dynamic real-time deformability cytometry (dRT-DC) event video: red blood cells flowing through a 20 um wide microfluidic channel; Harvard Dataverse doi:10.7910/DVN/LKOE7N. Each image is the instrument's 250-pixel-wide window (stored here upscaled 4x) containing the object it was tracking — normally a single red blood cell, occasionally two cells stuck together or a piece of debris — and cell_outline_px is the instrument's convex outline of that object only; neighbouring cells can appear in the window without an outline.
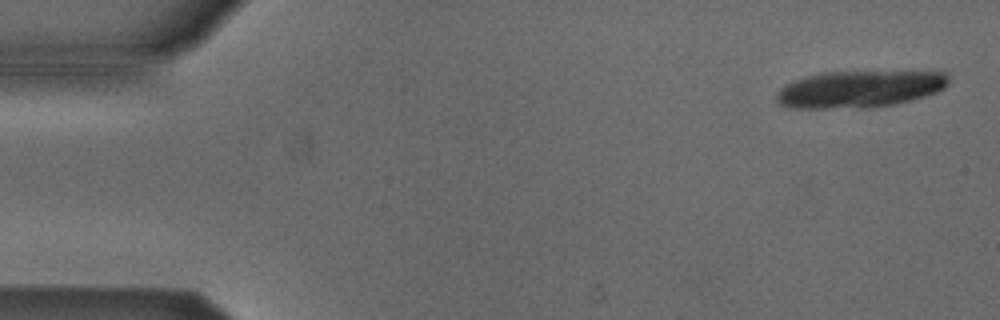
{"species": "Egyptian fruit bat (a non-hibernating species)", "species_latin": "Rousettus aegyptiacus", "temperature_condition": "cold", "stored_images_in_passage": 5, "camera_frame_rate_fps": 3000, "um_per_image_px": 0.085, "animal": {"sex": "male"}, "frame": {"image": 1, "passage_image": 1, "time_ms": 0.0, "image_size_px": [1000, 320], "cell_outline_px": [[948, 84], [944, 88], [936, 92], [924, 96], [892, 104], [868, 108], [788, 108], [780, 104], [776, 100], [776, 92], [780, 88], [792, 80], [820, 72], [944, 72], [948, 76]], "centroid_in_image_um": [72.99, 7.58], "position_along_channel_um": 12.0, "area_um2": 36.93}}
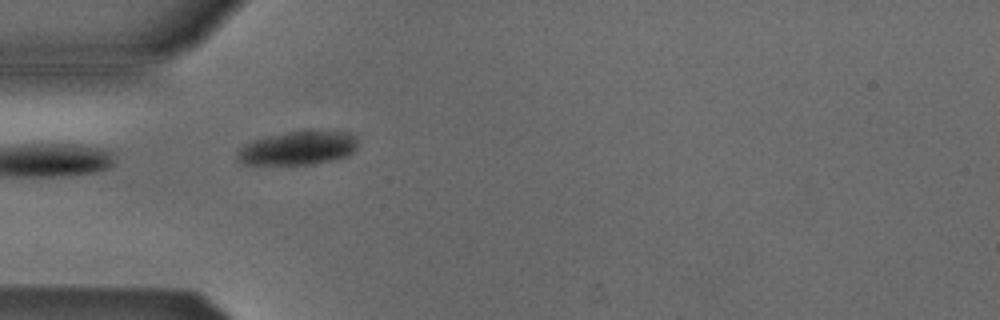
{"frame": {"image": 2, "passage_image": 4, "time_ms": 4.667, "image_size_px": [1000, 320], "cell_outline_px": [[356, 148], [348, 156], [312, 164], [244, 164], [236, 160], [236, 152], [244, 144], [252, 140], [268, 136], [288, 132], [352, 132], [356, 136]], "centroid_in_image_um": [25.28, 12.6], "position_along_channel_um": 59.7, "area_um2": 23.35}}